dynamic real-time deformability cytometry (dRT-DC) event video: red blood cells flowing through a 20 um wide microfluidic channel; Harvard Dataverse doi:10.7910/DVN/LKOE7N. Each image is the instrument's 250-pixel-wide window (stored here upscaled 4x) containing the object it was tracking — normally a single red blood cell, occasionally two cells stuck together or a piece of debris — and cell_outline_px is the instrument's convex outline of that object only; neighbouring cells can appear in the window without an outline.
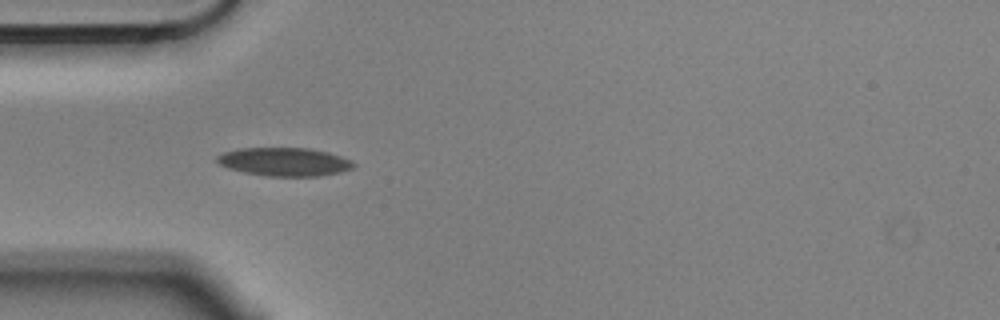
{"species": "Egyptian fruit bat (a non-hibernating species)", "species_latin": "Rousettus aegyptiacus", "temperature_condition": "cold", "stored_images_in_passage": 5, "camera_frame_rate_fps": 3000, "um_per_image_px": 0.085, "animal": {"sex": "male"}, "frame": {"image": 1, "passage_image": 5, "time_ms": 1.333, "image_size_px": [1000, 320], "cell_outline_px": [[356, 164], [352, 168], [340, 172], [316, 176], [268, 176], [244, 172], [228, 168], [220, 164], [216, 160], [216, 156], [224, 152], [240, 148], [308, 148], [328, 152], [352, 160]], "centroid_in_image_um": [24.17, 13.75], "position_along_channel_um": 60.8, "area_um2": 22.48}}